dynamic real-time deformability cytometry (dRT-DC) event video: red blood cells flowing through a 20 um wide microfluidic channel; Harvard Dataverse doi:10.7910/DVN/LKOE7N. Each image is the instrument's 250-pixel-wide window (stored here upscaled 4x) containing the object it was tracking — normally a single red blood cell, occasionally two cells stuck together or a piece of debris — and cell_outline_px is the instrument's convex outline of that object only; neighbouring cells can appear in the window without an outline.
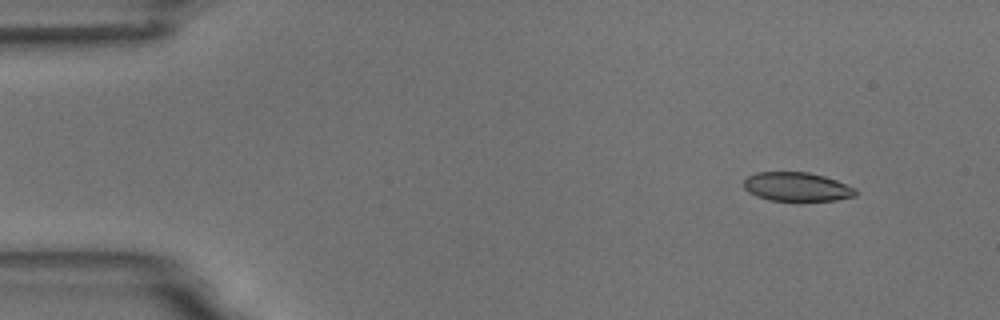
{"species": "common noctule bat (a hibernating species)", "species_latin": "Nyctalus noctula", "temperature_condition": "room temperature", "stored_images_in_passage": 4, "camera_frame_rate_fps": 3000, "um_per_image_px": 0.085, "animal": {"sex": "male", "body_mass_g": 18.8}, "frame": {"image": 1, "passage_image": 1, "time_ms": 0.0, "image_size_px": [1000, 320], "cell_outline_px": [[856, 196], [836, 200], [768, 200], [756, 196], [748, 192], [744, 188], [744, 180], [748, 176], [756, 172], [808, 172], [824, 176], [836, 180], [856, 188]], "centroid_in_image_um": [67.72, 15.87], "position_along_channel_um": 17.3, "area_um2": 18.79}}
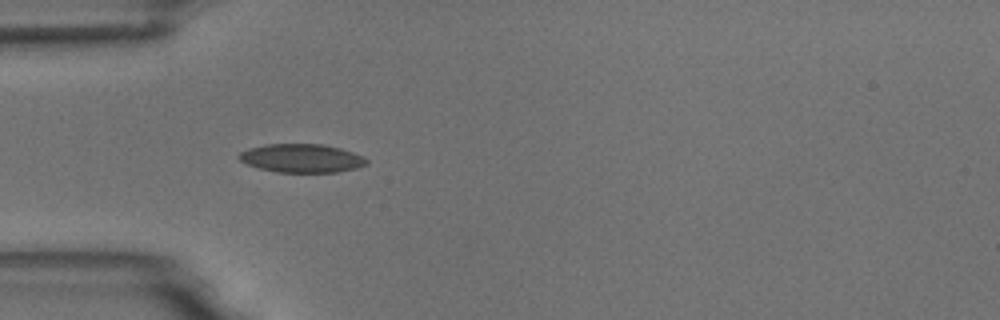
{"frame": {"image": 2, "passage_image": 4, "time_ms": 3.667, "image_size_px": [1000, 320], "cell_outline_px": [[368, 164], [356, 168], [336, 172], [276, 172], [260, 168], [248, 164], [240, 160], [236, 156], [240, 152], [248, 148], [268, 144], [324, 144], [340, 148], [364, 156], [368, 160]], "centroid_in_image_um": [25.65, 13.44], "position_along_channel_um": 59.3, "area_um2": 21.21}}